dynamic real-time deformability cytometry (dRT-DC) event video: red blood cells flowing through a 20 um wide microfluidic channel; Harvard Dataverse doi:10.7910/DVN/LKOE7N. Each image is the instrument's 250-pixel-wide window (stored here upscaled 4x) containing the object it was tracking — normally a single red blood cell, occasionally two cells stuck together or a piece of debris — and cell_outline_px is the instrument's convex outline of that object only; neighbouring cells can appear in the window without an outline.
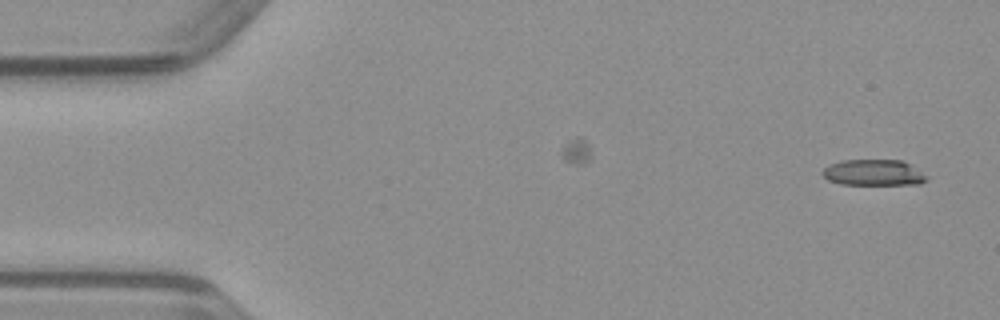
{"species": "common noctule bat (a hibernating species)", "species_latin": "Nyctalus noctula", "temperature_condition": "warm", "stored_images_in_passage": 42, "camera_frame_rate_fps": 3000, "um_per_image_px": 0.085, "animal": {"sex": "male", "body_mass_g": 23.1, "forearm_length_mm": 52.7}, "frame": {"image": 1, "passage_image": 1, "time_ms": 0.0, "image_size_px": [1000, 320], "cell_outline_px": [[928, 180], [920, 184], [840, 184], [828, 180], [820, 172], [828, 164], [840, 160], [900, 160], [908, 164], [928, 176]], "centroid_in_image_um": [74.21, 14.67], "position_along_channel_um": 10.8, "area_um2": 15.78}}
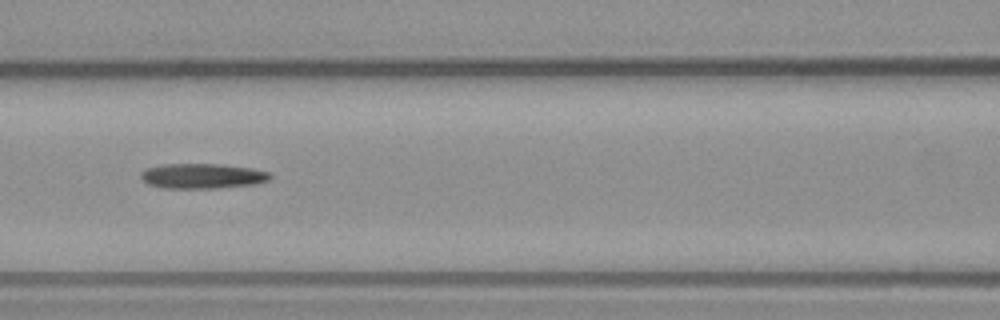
{"frame": {"image": 2, "passage_image": 20, "time_ms": 6.333, "image_size_px": [1000, 320], "cell_outline_px": [[272, 176], [268, 180], [256, 184], [220, 188], [160, 188], [148, 184], [140, 176], [140, 172], [148, 168], [164, 164], [220, 164], [252, 168], [272, 172]], "centroid_in_image_um": [17.24, 14.96], "position_along_channel_um": 149.4, "area_um2": 19.02}}
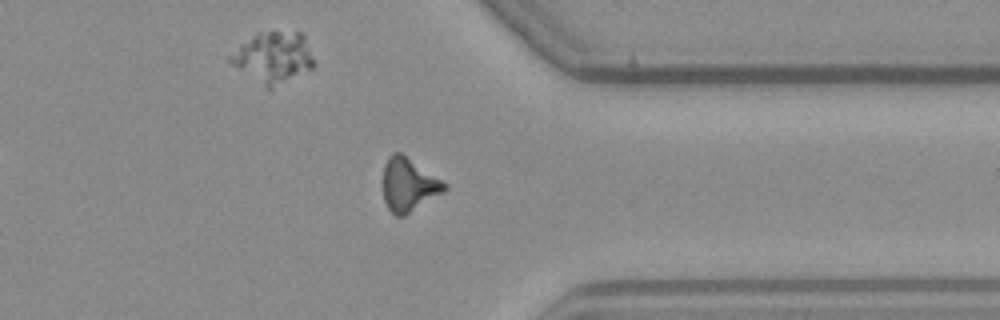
{"frame": {"image": 3, "passage_image": 37, "time_ms": 12.0, "image_size_px": [1000, 320], "cell_outline_px": [[448, 188], [444, 192], [404, 216], [396, 216], [388, 208], [384, 200], [384, 164], [388, 156], [392, 152], [400, 152], [448, 184]], "centroid_in_image_um": [34.74, 15.7], "position_along_channel_um": 376.7, "area_um2": 18.96}}